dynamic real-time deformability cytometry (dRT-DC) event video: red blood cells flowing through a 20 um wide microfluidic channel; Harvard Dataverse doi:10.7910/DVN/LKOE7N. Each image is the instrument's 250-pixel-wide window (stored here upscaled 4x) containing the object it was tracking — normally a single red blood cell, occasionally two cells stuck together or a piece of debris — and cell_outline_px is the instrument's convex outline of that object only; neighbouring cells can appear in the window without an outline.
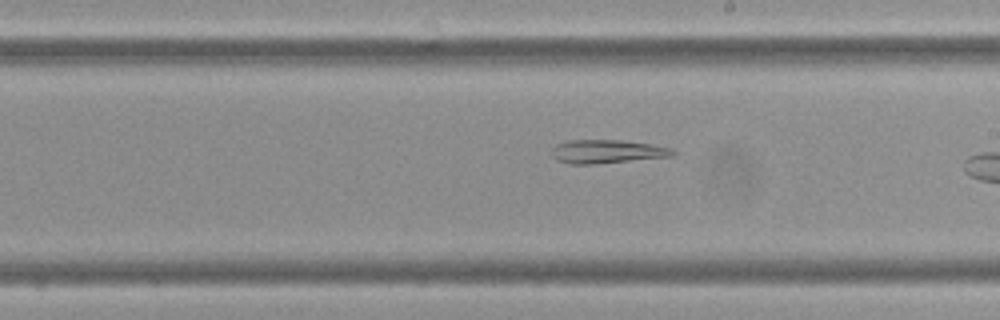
{"species": "Egyptian fruit bat (a non-hibernating species)", "species_latin": "Rousettus aegyptiacus", "temperature_condition": "cold", "stored_images_in_passage": 42, "camera_frame_rate_fps": 3000, "um_per_image_px": 0.085, "frame": {"image": 1, "passage_image": 30, "time_ms": 9.667, "image_size_px": [1000, 320], "cell_outline_px": [[676, 156], [596, 164], [568, 164], [556, 160], [552, 156], [552, 148], [556, 144], [568, 140], [620, 140], [648, 144], [672, 148], [676, 152]], "centroid_in_image_um": [51.59, 12.89], "position_along_channel_um": 237.4, "area_um2": 16.76}}